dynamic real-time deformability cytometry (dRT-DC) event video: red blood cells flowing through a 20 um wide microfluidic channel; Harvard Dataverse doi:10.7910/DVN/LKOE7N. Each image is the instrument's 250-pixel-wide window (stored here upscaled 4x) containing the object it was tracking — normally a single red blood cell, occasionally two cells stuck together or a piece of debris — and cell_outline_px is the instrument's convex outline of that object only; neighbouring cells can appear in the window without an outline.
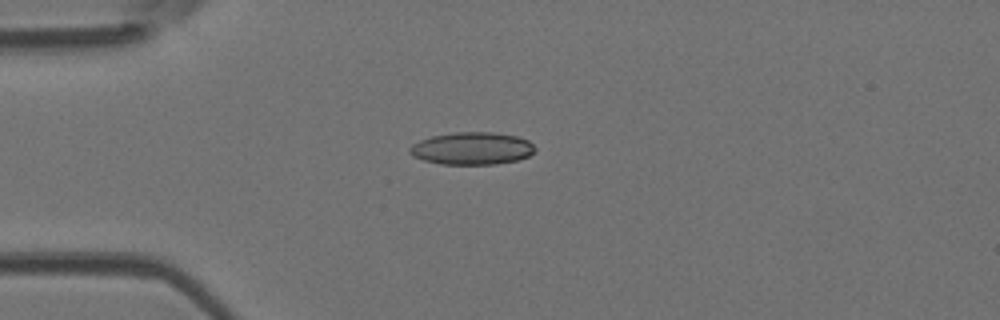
{"species": "Egyptian fruit bat (a non-hibernating species)", "species_latin": "Rousettus aegyptiacus", "temperature_condition": "room temperature", "stored_images_in_passage": 38, "camera_frame_rate_fps": 3000, "um_per_image_px": 0.085, "animal": {"sex": "female"}, "frame": {"image": 1, "passage_image": 1, "time_ms": 0.0, "image_size_px": [1000, 320], "cell_outline_px": [[536, 148], [528, 156], [516, 160], [496, 164], [440, 164], [424, 160], [412, 156], [408, 152], [408, 148], [412, 144], [420, 140], [432, 136], [456, 132], [492, 132], [520, 136], [528, 140]], "centroid_in_image_um": [40.1, 12.61], "position_along_channel_um": 44.9, "area_um2": 23.76}}
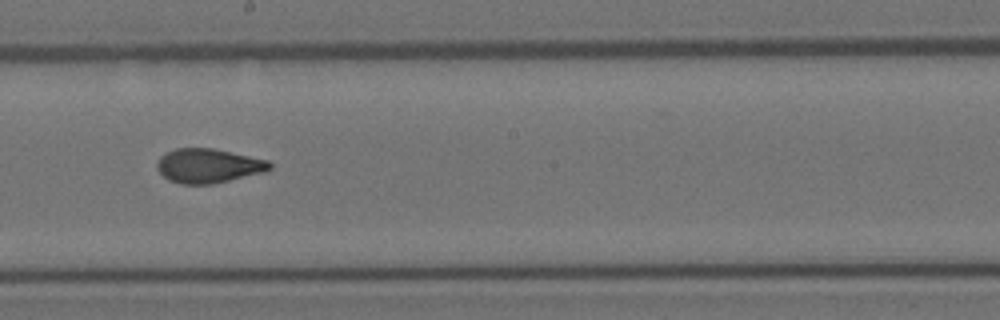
{"frame": {"image": 2, "passage_image": 16, "time_ms": 5.0, "image_size_px": [1000, 320], "cell_outline_px": [[272, 168], [264, 172], [212, 184], [180, 184], [168, 180], [156, 168], [156, 164], [160, 156], [176, 148], [212, 148], [268, 160], [272, 164]], "centroid_in_image_um": [17.7, 14.09], "position_along_channel_um": 230.5, "area_um2": 22.43}}
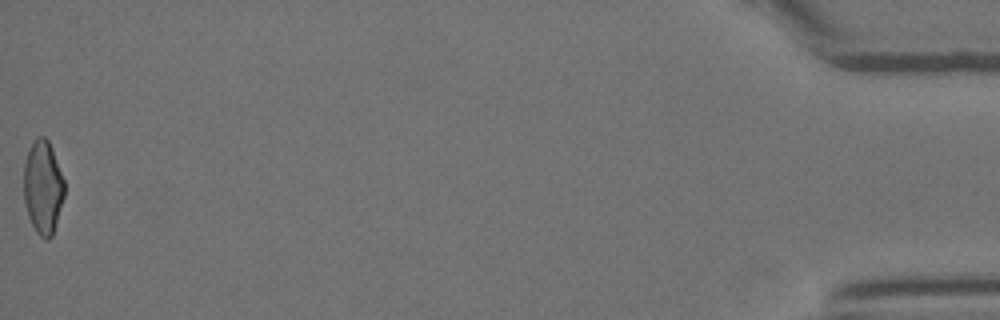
{"frame": {"image": 3, "passage_image": 38, "time_ms": 12.333, "image_size_px": [1000, 320], "cell_outline_px": [[64, 196], [52, 236], [48, 240], [40, 236], [36, 232], [28, 216], [24, 200], [24, 164], [28, 152], [36, 136], [44, 136], [48, 140], [52, 148], [64, 180]], "centroid_in_image_um": [3.65, 15.91], "position_along_channel_um": 431.6, "area_um2": 21.96}, "authors_computed_cell_mechanics": {"area_um2": 22.4842, "velocity_mm_per_s": 4.0931, "shape_relaxation_time_tau1_ms": 6.2066, "shape_relaxation_time_tau2_ms": 1.198, "deformation_change_tau1": 0.1857, "deformation_change_tau2": 0.0706}}